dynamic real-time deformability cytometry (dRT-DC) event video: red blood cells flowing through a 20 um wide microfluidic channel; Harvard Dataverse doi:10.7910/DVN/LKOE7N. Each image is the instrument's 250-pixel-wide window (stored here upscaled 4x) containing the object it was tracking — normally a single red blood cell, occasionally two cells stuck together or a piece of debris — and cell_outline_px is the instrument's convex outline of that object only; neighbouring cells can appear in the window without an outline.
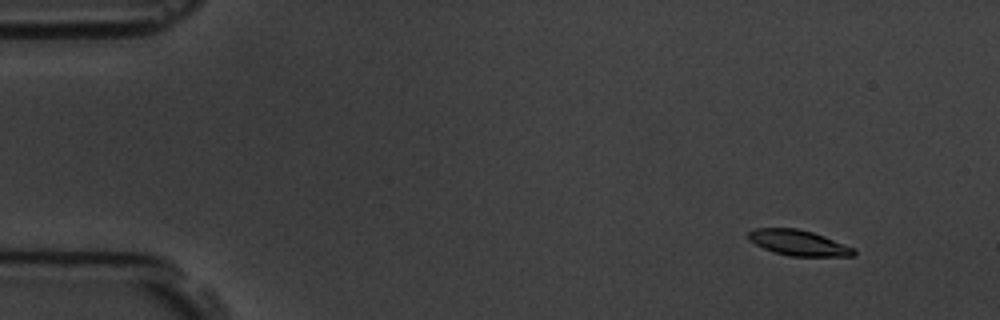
{"species": "common noctule bat (a hibernating species)", "species_latin": "Nyctalus noctula", "temperature_condition": "room temperature", "stored_images_in_passage": 12, "camera_frame_rate_fps": 3000, "um_per_image_px": 0.085, "animal": {"sex": "male", "body_mass_g": 19.5, "forearm_length_mm": 54.6}, "frame": {"image": 1, "passage_image": 1, "time_ms": 0.0, "image_size_px": [1000, 320], "cell_outline_px": [[856, 256], [788, 256], [772, 252], [748, 240], [748, 232], [756, 228], [796, 228], [812, 232], [824, 236], [856, 248]], "centroid_in_image_um": [67.89, 20.64], "position_along_channel_um": 17.1, "area_um2": 15.78}}
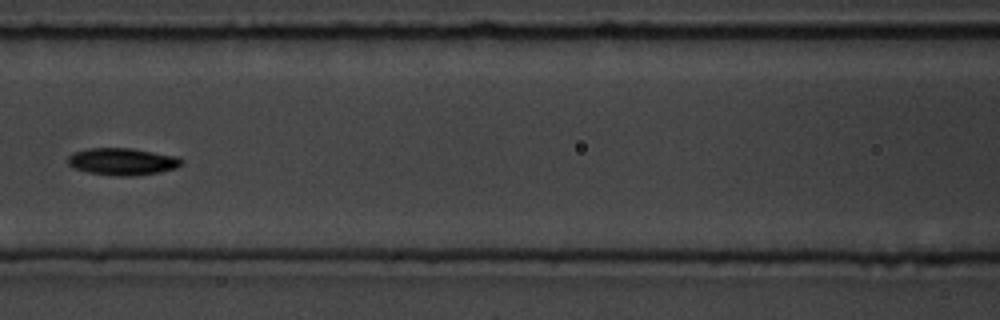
{"frame": {"image": 2, "passage_image": 6, "time_ms": 6.667, "image_size_px": [1000, 320], "cell_outline_px": [[184, 160], [176, 168], [160, 172], [132, 176], [116, 176], [88, 172], [76, 168], [68, 164], [68, 156], [72, 152], [88, 148], [132, 148], [180, 156]], "centroid_in_image_um": [10.43, 13.72], "position_along_channel_um": 156.2, "area_um2": 18.09}}
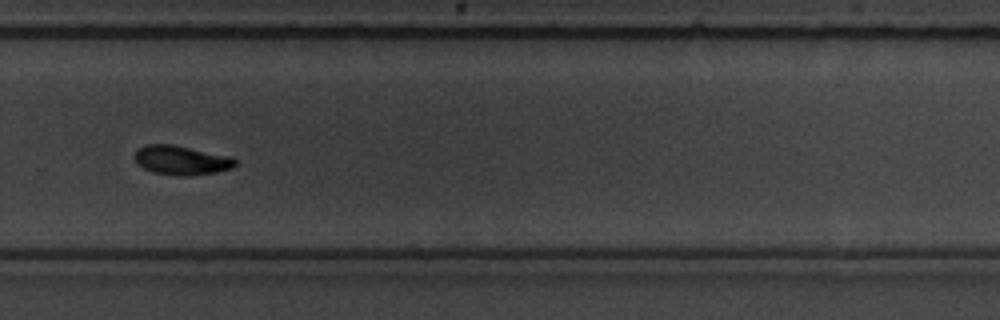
{"frame": {"image": 3, "passage_image": 10, "time_ms": 11.0, "image_size_px": [1000, 320], "cell_outline_px": [[236, 164], [232, 168], [216, 172], [184, 176], [152, 172], [136, 164], [136, 152], [140, 148], [148, 144], [172, 144], [232, 156], [236, 160]], "centroid_in_image_um": [15.45, 13.61], "position_along_channel_um": 314.4, "area_um2": 16.99}, "authors_computed_cell_mechanics": {"area_um2": 17.34, "velocity_mm_per_s": 3.6565, "shape_relaxation_time_tau1_ms": 4.2727, "shape_relaxation_time_tau2_ms": null, "deformation_change_tau1": 0.1237, "deformation_change_tau2": null}}